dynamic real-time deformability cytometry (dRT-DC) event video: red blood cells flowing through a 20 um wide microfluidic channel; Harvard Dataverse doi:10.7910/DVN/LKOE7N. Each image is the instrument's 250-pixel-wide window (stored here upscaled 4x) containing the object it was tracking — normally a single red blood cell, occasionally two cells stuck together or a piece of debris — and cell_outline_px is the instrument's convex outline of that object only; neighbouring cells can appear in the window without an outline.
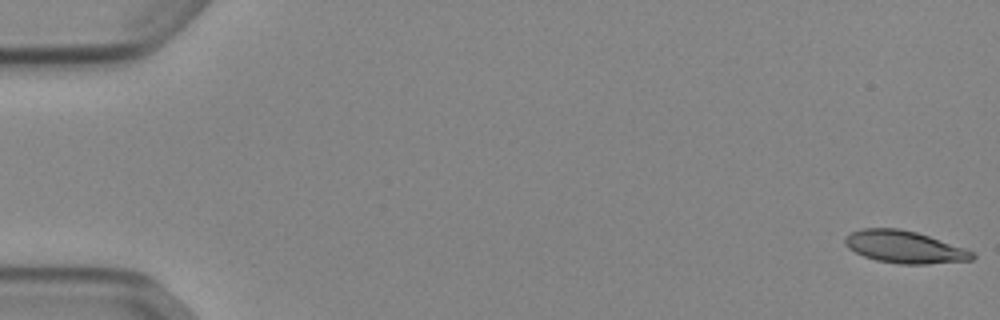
{"species": "Egyptian fruit bat (a non-hibernating species)", "species_latin": "Rousettus aegyptiacus", "temperature_condition": "cold", "stored_images_in_passage": 53, "camera_frame_rate_fps": 3000, "um_per_image_px": 0.085, "animal": {"sex": "female"}, "frame": {"image": 1, "passage_image": 1, "time_ms": 0.0, "image_size_px": [1000, 320], "cell_outline_px": [[976, 256], [972, 260], [928, 264], [900, 264], [876, 260], [864, 256], [848, 248], [844, 244], [844, 240], [852, 232], [864, 228], [900, 228], [916, 232], [964, 248], [972, 252]], "centroid_in_image_um": [76.87, 21.0], "position_along_channel_um": 8.1, "area_um2": 23.7}}
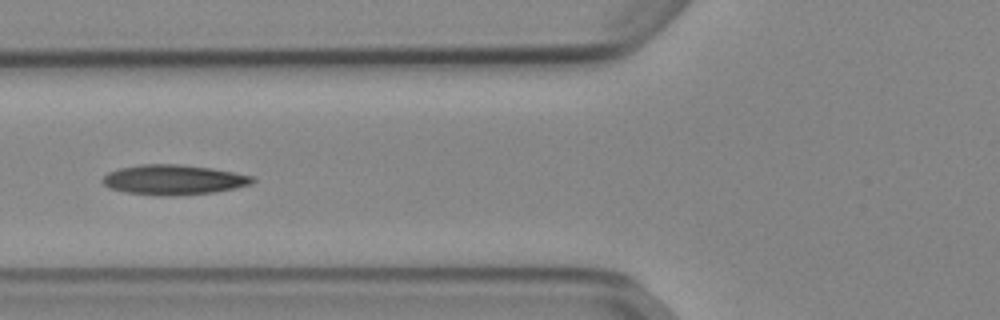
{"frame": {"image": 2, "passage_image": 21, "time_ms": 6.667, "image_size_px": [1000, 320], "cell_outline_px": [[256, 180], [252, 184], [236, 188], [212, 192], [168, 196], [160, 196], [128, 192], [108, 188], [100, 180], [108, 172], [120, 168], [140, 164], [176, 164], [212, 168], [252, 176]], "centroid_in_image_um": [14.74, 15.27], "position_along_channel_um": 111.1, "area_um2": 26.07}}
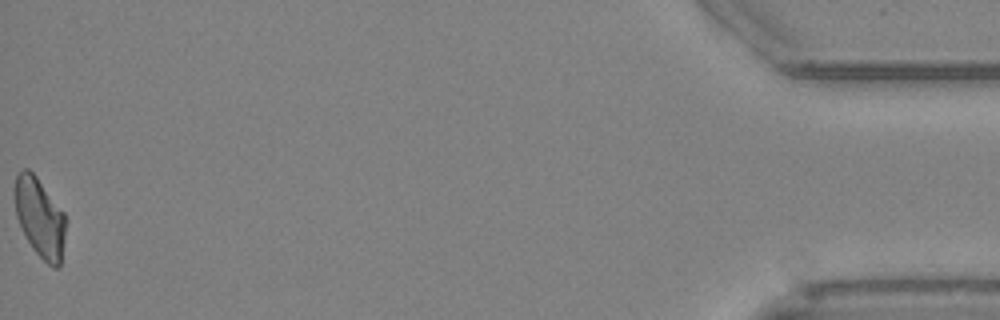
{"frame": {"image": 3, "passage_image": 53, "time_ms": 17.333, "image_size_px": [1000, 320], "cell_outline_px": [[68, 220], [60, 264], [56, 268], [52, 268], [32, 248], [16, 216], [12, 192], [16, 176], [24, 168], [28, 168], [36, 176], [64, 212]], "centroid_in_image_um": [3.39, 18.47], "position_along_channel_um": 431.8, "area_um2": 23.87}, "authors_computed_cell_mechanics": {"area_um2": 24.565, "velocity_mm_per_s": 3.8794, "shape_relaxation_time_tau1_ms": 5.9181, "shape_relaxation_time_tau2_ms": 4.8535, "deformation_change_tau1": 0.1563, "deformation_change_tau2": 0.1291}}